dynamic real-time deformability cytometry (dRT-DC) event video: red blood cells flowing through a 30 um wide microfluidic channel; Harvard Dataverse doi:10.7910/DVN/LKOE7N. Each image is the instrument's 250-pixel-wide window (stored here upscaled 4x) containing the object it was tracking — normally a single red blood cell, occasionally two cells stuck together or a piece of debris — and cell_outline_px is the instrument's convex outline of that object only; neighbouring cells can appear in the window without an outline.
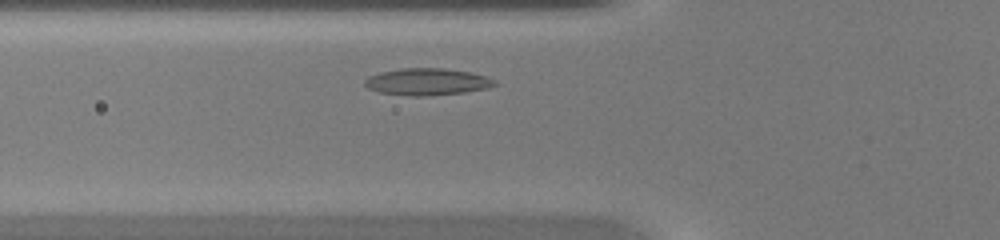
{"species": "common noctule bat (a hibernating species)", "species_latin": "Nyctalus noctula", "temperature_condition": "warm", "stored_images_in_passage": 27, "camera_frame_rate_fps": 3000, "um_per_image_px": 0.085, "animal": {"sex": "female", "body_mass_g": 20.0, "forearm_length_mm": 54.0}, "frame": {"image": 1, "passage_image": 5, "time_ms": 1.333, "image_size_px": [1000, 240], "cell_outline_px": [[496, 84], [488, 88], [464, 92], [424, 96], [412, 96], [380, 92], [368, 88], [364, 84], [364, 80], [368, 76], [380, 72], [400, 68], [440, 68], [472, 72], [496, 80]], "centroid_in_image_um": [36.29, 6.94], "position_along_channel_um": 89.5, "area_um2": 20.29}}
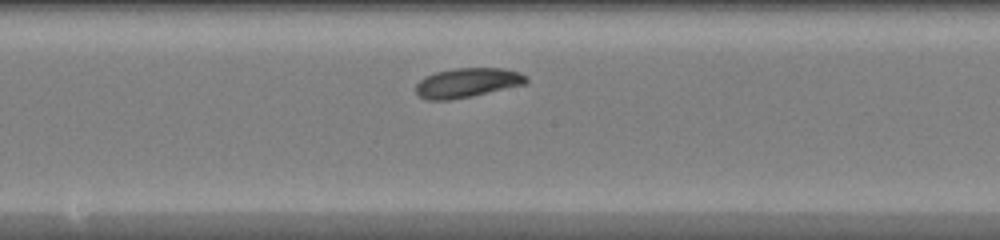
{"frame": {"image": 2, "passage_image": 13, "time_ms": 4.0, "image_size_px": [1000, 240], "cell_outline_px": [[528, 84], [472, 96], [452, 100], [428, 100], [420, 96], [416, 92], [416, 84], [424, 76], [436, 72], [452, 68], [504, 68], [520, 72], [528, 76]], "centroid_in_image_um": [39.76, 7.03], "position_along_channel_um": 208.4, "area_um2": 19.25}}
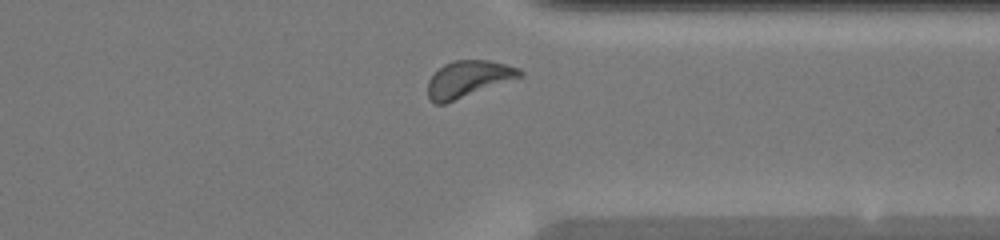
{"frame": {"image": 3, "passage_image": 24, "time_ms": 7.667, "image_size_px": [1000, 240], "cell_outline_px": [[524, 76], [444, 104], [436, 104], [428, 96], [428, 80], [444, 64], [452, 60], [488, 60], [520, 68], [524, 72]], "centroid_in_image_um": [39.83, 6.7], "position_along_channel_um": 371.6, "area_um2": 19.48}}